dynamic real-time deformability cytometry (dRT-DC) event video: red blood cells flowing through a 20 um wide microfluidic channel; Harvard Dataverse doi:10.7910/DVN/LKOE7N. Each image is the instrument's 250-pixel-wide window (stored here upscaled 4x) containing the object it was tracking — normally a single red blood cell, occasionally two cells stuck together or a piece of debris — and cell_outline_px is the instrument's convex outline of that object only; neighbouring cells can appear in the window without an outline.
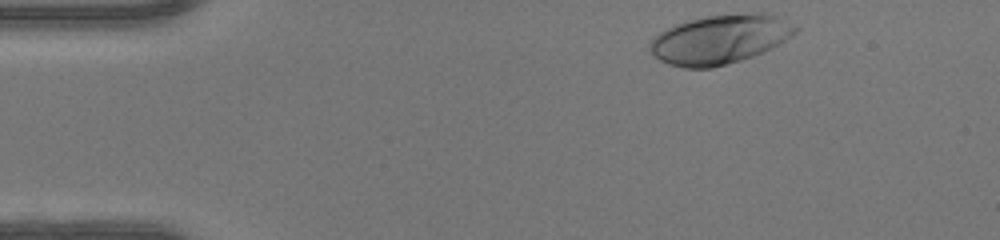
{"species": "human", "species_latin": "Homo sapiens", "temperature_condition": "warm", "stored_images_in_passage": 36, "camera_frame_rate_fps": 3000, "um_per_image_px": 0.085, "donor": {"sex": "female"}, "frame": {"image": 1, "passage_image": 1, "time_ms": 0.0, "image_size_px": [1000, 240], "cell_outline_px": [[800, 28], [796, 32], [772, 48], [764, 52], [740, 60], [712, 68], [684, 68], [668, 64], [652, 56], [648, 48], [648, 44], [660, 32], [676, 24], [688, 20], [708, 16], [756, 12], [772, 12]], "centroid_in_image_um": [61.2, 3.33], "position_along_channel_um": 23.8, "area_um2": 41.85}}
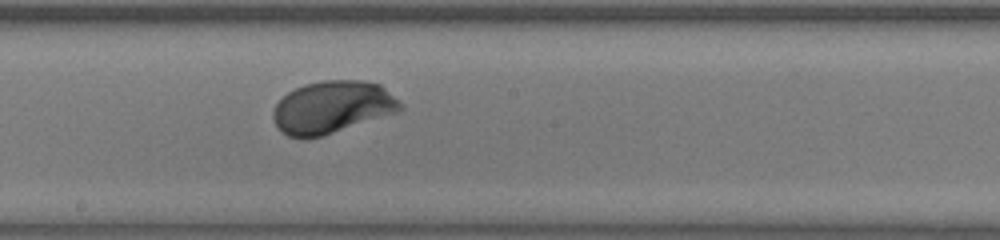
{"frame": {"image": 2, "passage_image": 21, "time_ms": 6.667, "image_size_px": [1000, 240], "cell_outline_px": [[404, 108], [396, 112], [320, 136], [288, 136], [280, 132], [272, 116], [272, 112], [276, 104], [288, 92], [304, 84], [324, 80], [364, 80], [380, 84], [400, 100], [404, 104]], "centroid_in_image_um": [28.26, 9.07], "position_along_channel_um": 219.9, "area_um2": 38.32}}
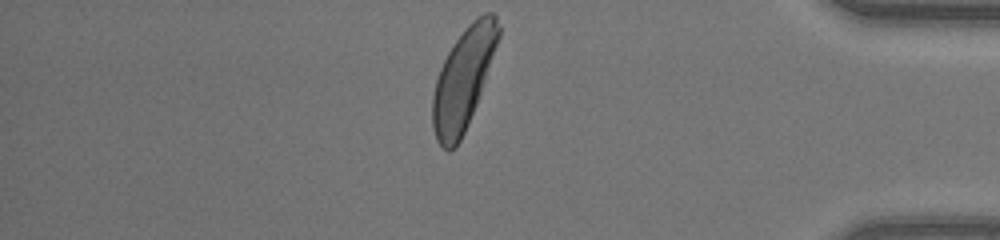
{"frame": {"image": 3, "passage_image": 36, "time_ms": 11.667, "image_size_px": [1000, 240], "cell_outline_px": [[500, 36], [476, 104], [464, 132], [460, 140], [448, 152], [436, 140], [432, 128], [432, 96], [436, 80], [440, 68], [452, 44], [468, 24], [472, 20], [484, 12], [492, 12], [496, 16], [500, 28]], "centroid_in_image_um": [39.36, 6.69], "position_along_channel_um": 395.8, "area_um2": 38.26}, "authors_computed_cell_mechanics": {"area_um2": 38.2347, "velocity_mm_per_s": 4.1712, "shape_relaxation_time_tau1_ms": 1.719, "shape_relaxation_time_tau2_ms": null, "deformation_change_tau1": 0.1559, "deformation_change_tau2": null}}